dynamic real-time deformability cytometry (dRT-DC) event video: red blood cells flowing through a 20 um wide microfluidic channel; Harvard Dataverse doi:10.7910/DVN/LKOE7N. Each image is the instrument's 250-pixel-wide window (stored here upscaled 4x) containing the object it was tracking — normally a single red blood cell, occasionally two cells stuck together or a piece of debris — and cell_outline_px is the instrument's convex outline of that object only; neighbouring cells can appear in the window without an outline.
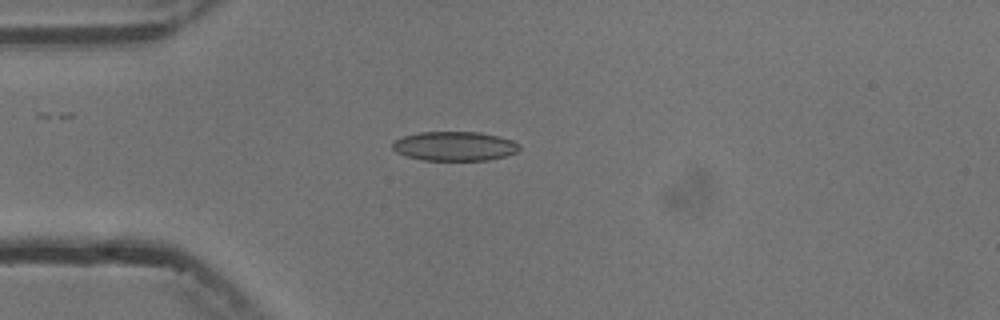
{"species": "common noctule bat (a hibernating species)", "species_latin": "Nyctalus noctula", "temperature_condition": "cold", "stored_images_in_passage": 3, "camera_frame_rate_fps": 3000, "um_per_image_px": 0.085, "animal": {"sex": "male", "body_mass_g": 13.3}, "frame": {"image": 1, "passage_image": 3, "time_ms": 2.333, "image_size_px": [1000, 320], "cell_outline_px": [[520, 148], [516, 152], [504, 156], [488, 160], [424, 160], [404, 156], [396, 152], [392, 148], [392, 140], [404, 136], [420, 132], [480, 132], [512, 140], [520, 144]], "centroid_in_image_um": [38.6, 12.42], "position_along_channel_um": 46.4, "area_um2": 21.68}}